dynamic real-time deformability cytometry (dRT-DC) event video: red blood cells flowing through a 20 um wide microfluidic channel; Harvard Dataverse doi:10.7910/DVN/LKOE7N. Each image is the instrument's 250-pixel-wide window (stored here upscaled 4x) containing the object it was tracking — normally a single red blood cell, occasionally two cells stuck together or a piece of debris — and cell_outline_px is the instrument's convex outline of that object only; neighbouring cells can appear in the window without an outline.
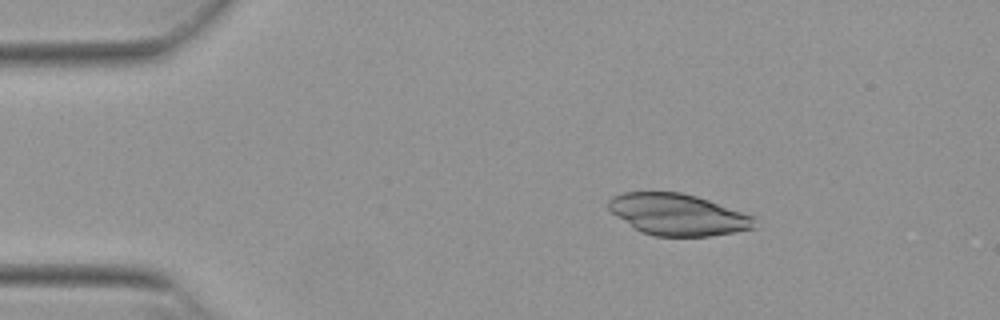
{"species": "Egyptian fruit bat (a non-hibernating species)", "species_latin": "Rousettus aegyptiacus", "temperature_condition": "warm", "stored_images_in_passage": 47, "camera_frame_rate_fps": 3000, "um_per_image_px": 0.085, "animal": {"sex": "female"}, "frame": {"image": 1, "passage_image": 2, "time_ms": 0.333, "image_size_px": [1000, 320], "cell_outline_px": [[756, 228], [708, 236], [652, 236], [640, 232], [616, 216], [608, 208], [608, 200], [612, 196], [624, 192], [680, 192], [696, 196], [708, 200], [752, 216]], "centroid_in_image_um": [57.55, 18.24], "position_along_channel_um": 27.4, "area_um2": 34.97}}